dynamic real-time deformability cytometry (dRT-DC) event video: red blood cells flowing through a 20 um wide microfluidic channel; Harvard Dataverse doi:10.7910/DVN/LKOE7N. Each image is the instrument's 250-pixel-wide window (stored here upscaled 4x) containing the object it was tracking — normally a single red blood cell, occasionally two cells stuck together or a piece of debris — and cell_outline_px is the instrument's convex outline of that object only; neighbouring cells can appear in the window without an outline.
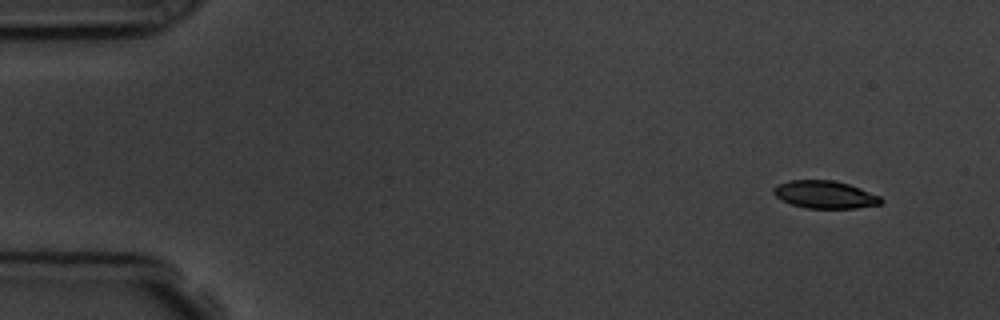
{"species": "common noctule bat (a hibernating species)", "species_latin": "Nyctalus noctula", "temperature_condition": "room temperature", "stored_images_in_passage": 15, "camera_frame_rate_fps": 3000, "um_per_image_px": 0.085, "animal": {"sex": "male", "body_mass_g": 19.5, "forearm_length_mm": 54.6}, "frame": {"image": 1, "passage_image": 1, "time_ms": 0.0, "image_size_px": [1000, 320], "cell_outline_px": [[884, 200], [880, 204], [856, 208], [808, 208], [792, 204], [780, 200], [772, 192], [772, 188], [776, 184], [788, 180], [832, 180], [848, 184], [860, 188], [880, 196]], "centroid_in_image_um": [70.08, 16.53], "position_along_channel_um": 14.9, "area_um2": 17.34}}
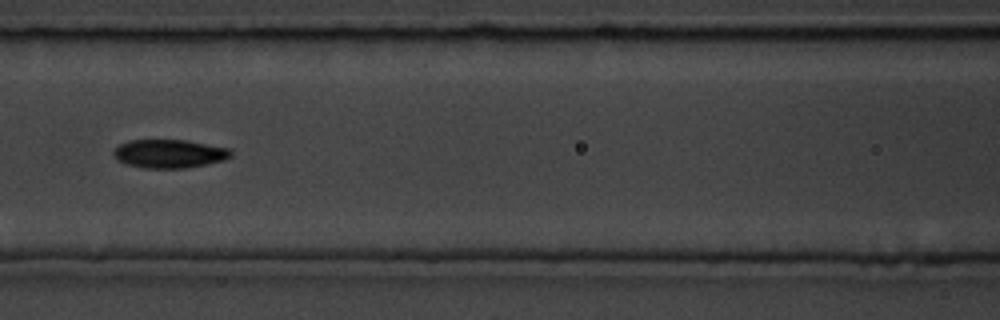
{"frame": {"image": 2, "passage_image": 6, "time_ms": 6.667, "image_size_px": [1000, 320], "cell_outline_px": [[232, 156], [224, 160], [208, 164], [184, 168], [144, 168], [128, 164], [116, 160], [112, 156], [112, 152], [120, 144], [128, 140], [184, 140], [232, 148]], "centroid_in_image_um": [14.4, 13.06], "position_along_channel_um": 152.2, "area_um2": 19.65}}
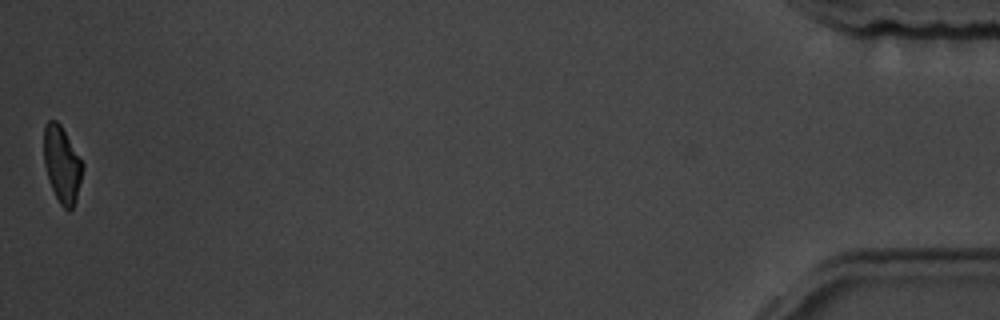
{"frame": {"image": 3, "passage_image": 15, "time_ms": 16.667, "image_size_px": [1000, 320], "cell_outline_px": [[84, 164], [76, 200], [72, 208], [68, 212], [60, 204], [52, 188], [44, 164], [44, 124], [48, 120], [56, 120], [60, 124]], "centroid_in_image_um": [5.26, 13.96], "position_along_channel_um": 429.9, "area_um2": 17.05}, "authors_computed_cell_mechanics": {"area_um2": 18.6116, "velocity_mm_per_s": 3.7394, "shape_relaxation_time_tau1_ms": 2.4864, "shape_relaxation_time_tau2_ms": null, "deformation_change_tau1": 0.0884, "deformation_change_tau2": null}}